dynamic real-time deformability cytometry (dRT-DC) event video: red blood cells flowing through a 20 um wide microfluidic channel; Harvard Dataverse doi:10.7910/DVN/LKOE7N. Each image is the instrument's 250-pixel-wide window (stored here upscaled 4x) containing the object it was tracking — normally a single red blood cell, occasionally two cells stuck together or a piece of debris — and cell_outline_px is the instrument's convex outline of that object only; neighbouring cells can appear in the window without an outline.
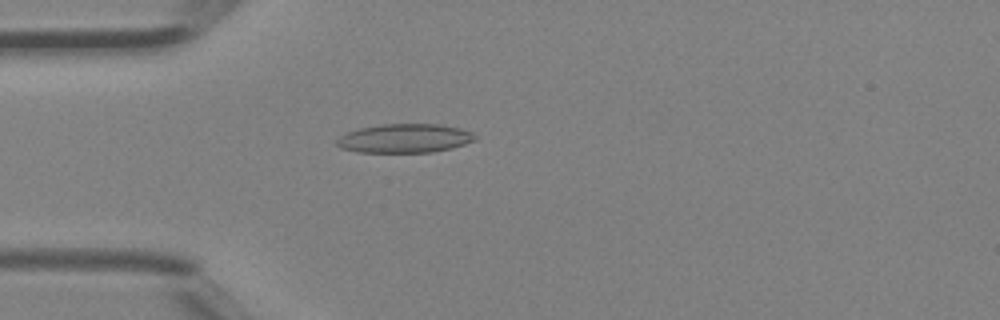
{"species": "Egyptian fruit bat (a non-hibernating species)", "species_latin": "Rousettus aegyptiacus", "temperature_condition": "room temperature", "stored_images_in_passage": 35, "camera_frame_rate_fps": 3000, "um_per_image_px": 0.085, "animal": {"sex": "female"}, "frame": {"image": 1, "passage_image": 2, "time_ms": 0.333, "image_size_px": [1000, 320], "cell_outline_px": [[476, 140], [452, 148], [432, 152], [356, 152], [340, 148], [336, 144], [336, 140], [340, 136], [348, 132], [360, 128], [380, 124], [440, 124], [460, 128], [472, 132], [476, 136]], "centroid_in_image_um": [34.4, 11.76], "position_along_channel_um": 50.6, "area_um2": 23.35}}
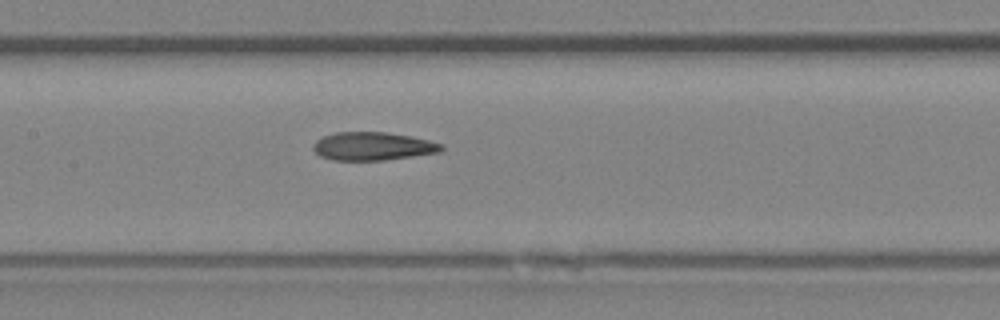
{"frame": {"image": 2, "passage_image": 11, "time_ms": 3.333, "image_size_px": [1000, 320], "cell_outline_px": [[444, 148], [440, 152], [384, 160], [332, 160], [320, 156], [312, 148], [312, 144], [316, 140], [324, 136], [336, 132], [384, 132], [408, 136], [428, 140], [444, 144]], "centroid_in_image_um": [31.67, 12.43], "position_along_channel_um": 175.7, "area_um2": 20.98}}
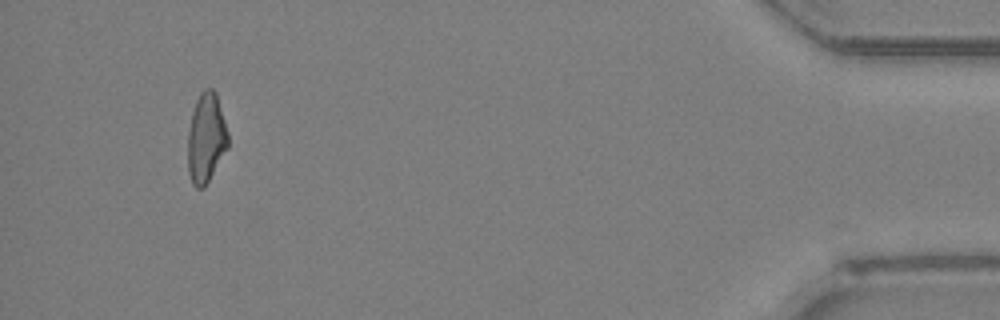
{"frame": {"image": 3, "passage_image": 32, "time_ms": 10.333, "image_size_px": [1000, 320], "cell_outline_px": [[228, 148], [204, 188], [196, 188], [192, 184], [188, 172], [188, 132], [192, 112], [196, 100], [200, 92], [204, 88], [212, 88], [216, 92], [228, 132]], "centroid_in_image_um": [17.52, 11.73], "position_along_channel_um": 417.7, "area_um2": 21.15}, "authors_computed_cell_mechanics": {"area_um2": 21.1548, "velocity_mm_per_s": 4.5157, "shape_relaxation_time_tau1_ms": null, "shape_relaxation_time_tau2_ms": 2.7525, "deformation_change_tau1": null, "deformation_change_tau2": 0.1157}}